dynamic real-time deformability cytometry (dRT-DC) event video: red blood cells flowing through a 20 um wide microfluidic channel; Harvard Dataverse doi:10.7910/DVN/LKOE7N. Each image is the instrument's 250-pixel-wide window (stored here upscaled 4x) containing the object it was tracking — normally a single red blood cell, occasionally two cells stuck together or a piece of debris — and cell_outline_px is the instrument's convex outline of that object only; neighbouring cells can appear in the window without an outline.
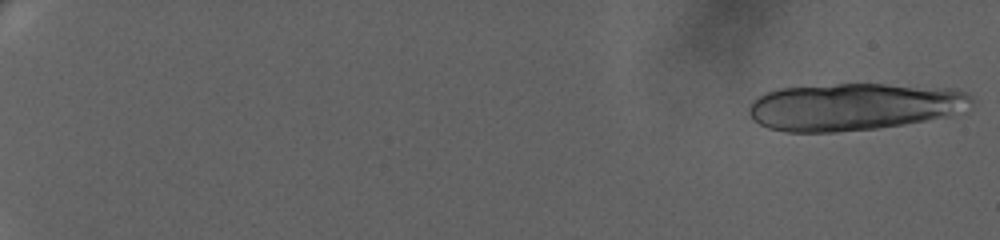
{"species": "human", "species_latin": "Homo sapiens", "temperature_condition": "warm", "stored_images_in_passage": 27, "camera_frame_rate_fps": 3000, "um_per_image_px": 0.085, "donor": {"sex": "female"}, "frame": {"image": 1, "passage_image": 1, "time_ms": 0.0, "image_size_px": [1000, 240], "cell_outline_px": [[976, 100], [964, 112], [948, 116], [904, 124], [876, 128], [836, 132], [784, 132], [768, 128], [752, 120], [748, 112], [748, 104], [752, 100], [768, 92], [780, 88], [836, 84], [884, 84], [956, 88], [968, 92]], "centroid_in_image_um": [72.63, 9.06], "position_along_channel_um": 12.4, "area_um2": 62.02}}